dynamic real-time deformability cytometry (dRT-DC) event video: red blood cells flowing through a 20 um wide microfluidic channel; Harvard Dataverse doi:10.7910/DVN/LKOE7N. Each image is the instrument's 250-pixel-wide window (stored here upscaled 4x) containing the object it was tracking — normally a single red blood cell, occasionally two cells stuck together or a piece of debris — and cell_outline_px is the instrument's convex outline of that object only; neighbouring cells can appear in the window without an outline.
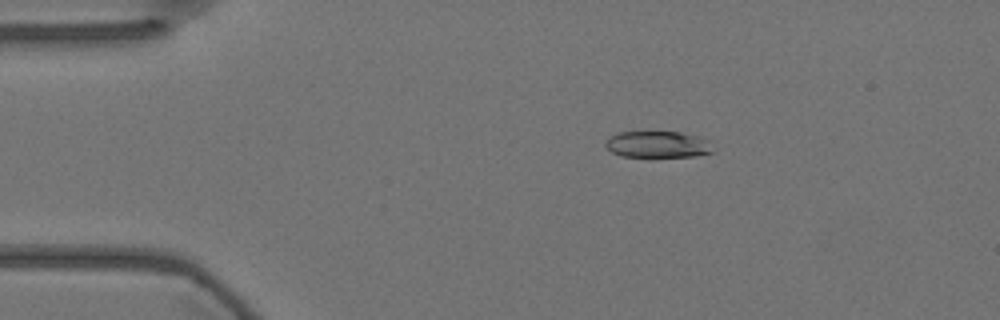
{"species": "Egyptian fruit bat (a non-hibernating species)", "species_latin": "Rousettus aegyptiacus", "temperature_condition": "warm", "stored_images_in_passage": 56, "camera_frame_rate_fps": 3000, "um_per_image_px": 0.085, "animal": {"sex": "female"}, "frame": {"image": 1, "passage_image": 10, "time_ms": 3.0, "image_size_px": [1000, 320], "cell_outline_px": [[716, 148], [712, 152], [696, 156], [620, 156], [612, 152], [604, 144], [608, 136], [620, 132], [680, 132], [700, 136], [708, 140]], "centroid_in_image_um": [55.94, 12.27], "position_along_channel_um": 29.1, "area_um2": 16.7}}
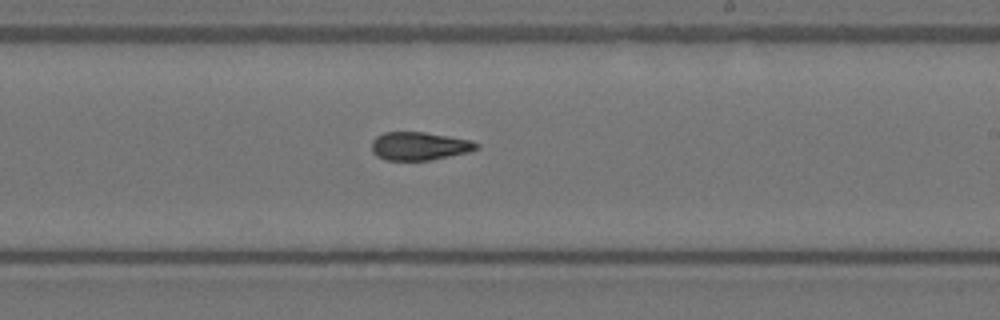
{"frame": {"image": 2, "passage_image": 33, "time_ms": 10.667, "image_size_px": [1000, 320], "cell_outline_px": [[480, 148], [468, 152], [432, 160], [384, 160], [376, 156], [372, 152], [372, 140], [376, 136], [384, 132], [424, 132], [472, 140], [480, 144]], "centroid_in_image_um": [35.65, 12.42], "position_along_channel_um": 253.4, "area_um2": 17.4}}
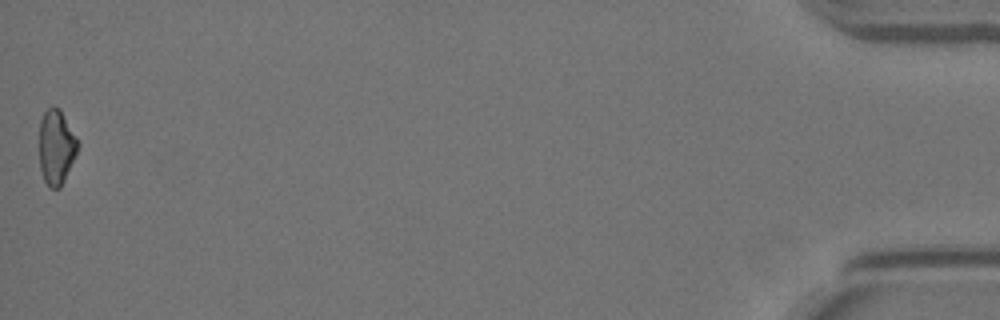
{"frame": {"image": 3, "passage_image": 56, "time_ms": 18.333, "image_size_px": [1000, 320], "cell_outline_px": [[80, 144], [64, 180], [60, 188], [48, 188], [44, 180], [40, 168], [40, 120], [44, 112], [52, 104], [60, 108], [76, 136]], "centroid_in_image_um": [4.78, 12.47], "position_along_channel_um": 430.4, "area_um2": 16.82}, "authors_computed_cell_mechanics": {"area_um2": 17.7446, "velocity_mm_per_s": 3.5954, "shape_relaxation_time_tau1_ms": null, "shape_relaxation_time_tau2_ms": 3.0029, "deformation_change_tau1": null, "deformation_change_tau2": 0.1021}}